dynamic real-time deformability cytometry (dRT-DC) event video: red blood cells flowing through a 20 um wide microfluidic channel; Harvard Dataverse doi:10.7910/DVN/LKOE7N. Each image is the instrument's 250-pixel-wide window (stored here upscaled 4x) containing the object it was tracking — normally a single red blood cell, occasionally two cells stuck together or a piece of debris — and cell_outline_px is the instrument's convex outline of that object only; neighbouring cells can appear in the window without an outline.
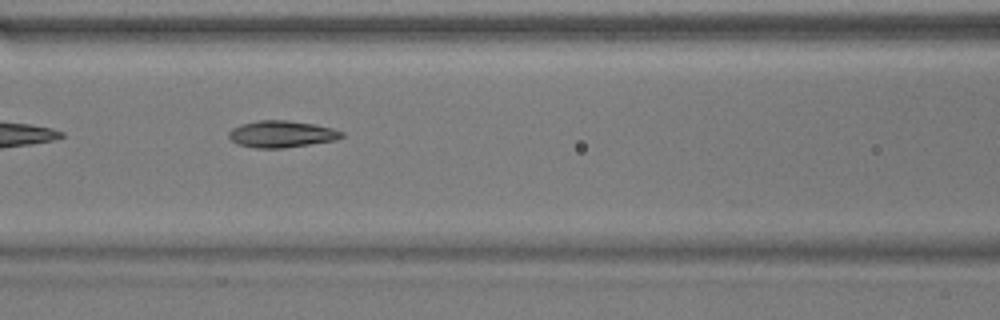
{"species": "common noctule bat (a hibernating species)", "species_latin": "Nyctalus noctula", "temperature_condition": "warm", "stored_images_in_passage": 20, "camera_frame_rate_fps": 3000, "um_per_image_px": 0.085, "animal": {"sex": "male", "body_mass_g": 17.9}, "frame": {"image": 1, "passage_image": 6, "time_ms": 1.667, "image_size_px": [1000, 320], "cell_outline_px": [[344, 136], [336, 140], [284, 148], [256, 148], [240, 144], [232, 140], [228, 136], [228, 132], [232, 128], [240, 124], [256, 120], [288, 120], [316, 124], [332, 128], [344, 132]], "centroid_in_image_um": [23.95, 11.38], "position_along_channel_um": 142.7, "area_um2": 17.69}}